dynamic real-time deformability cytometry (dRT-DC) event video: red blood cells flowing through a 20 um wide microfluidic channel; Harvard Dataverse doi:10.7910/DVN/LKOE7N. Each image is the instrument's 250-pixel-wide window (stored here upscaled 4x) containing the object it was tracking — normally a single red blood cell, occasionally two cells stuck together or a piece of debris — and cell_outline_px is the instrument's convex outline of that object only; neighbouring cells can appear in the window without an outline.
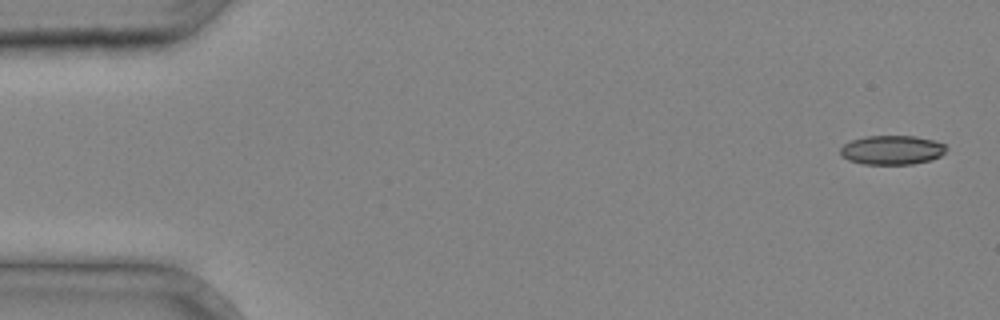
{"species": "common noctule bat (a hibernating species)", "species_latin": "Nyctalus noctula", "temperature_condition": "cold", "stored_images_in_passage": 4, "camera_frame_rate_fps": 3000, "um_per_image_px": 0.085, "animal": {"sex": "male", "body_mass_g": 20.4}, "frame": {"image": 1, "passage_image": 1, "time_ms": 0.0, "image_size_px": [1000, 320], "cell_outline_px": [[948, 148], [940, 156], [928, 160], [912, 164], [864, 164], [848, 160], [840, 156], [840, 148], [844, 144], [852, 140], [864, 136], [916, 136], [932, 140], [944, 144]], "centroid_in_image_um": [75.78, 12.75], "position_along_channel_um": 9.2, "area_um2": 17.98}}
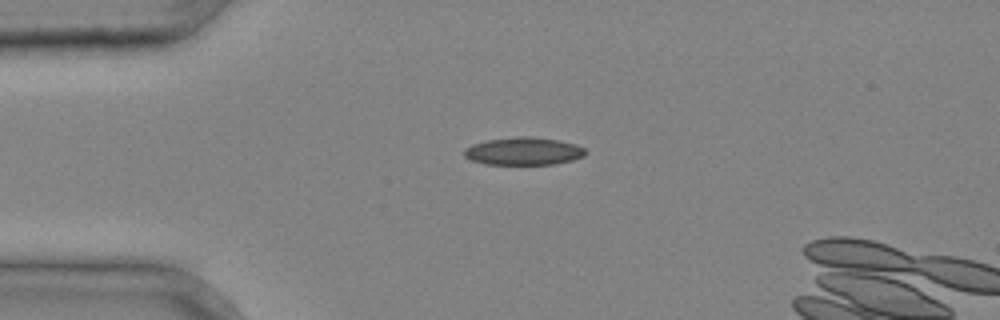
{"frame": {"image": 2, "passage_image": 3, "time_ms": 0.667, "image_size_px": [1000, 320], "cell_outline_px": [[588, 152], [584, 156], [572, 160], [556, 164], [484, 164], [472, 160], [464, 156], [464, 148], [472, 144], [488, 140], [516, 136], [532, 136], [560, 140], [576, 144], [584, 148]], "centroid_in_image_um": [44.53, 12.84], "position_along_channel_um": 40.5, "area_um2": 19.77}}